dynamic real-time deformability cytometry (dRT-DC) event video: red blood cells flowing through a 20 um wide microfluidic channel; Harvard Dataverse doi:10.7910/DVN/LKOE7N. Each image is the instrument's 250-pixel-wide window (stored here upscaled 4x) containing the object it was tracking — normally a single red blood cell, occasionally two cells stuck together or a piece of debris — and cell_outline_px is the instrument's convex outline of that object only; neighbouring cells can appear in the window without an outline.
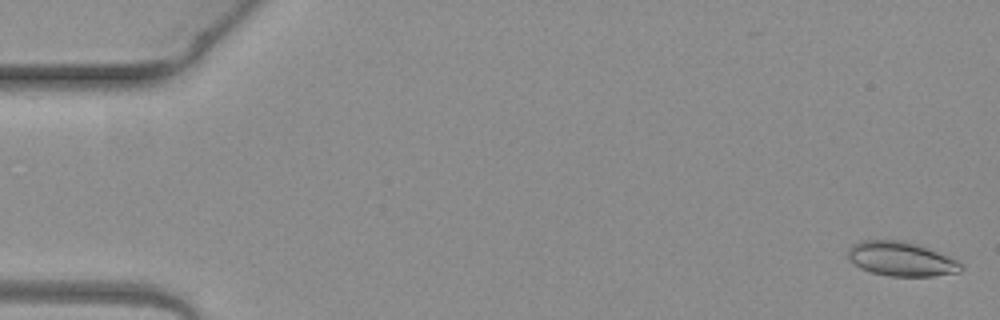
{"species": "common noctule bat (a hibernating species)", "species_latin": "Nyctalus noctula", "temperature_condition": "warm", "stored_images_in_passage": 5, "camera_frame_rate_fps": 3000, "um_per_image_px": 0.085, "animal": {"sex": "female", "body_mass_g": 19.3, "forearm_length_mm": 54.1}, "frame": {"image": 1, "passage_image": 1, "time_ms": 0.0, "image_size_px": [1000, 320], "cell_outline_px": [[964, 268], [960, 272], [932, 276], [888, 276], [872, 272], [860, 268], [848, 260], [848, 248], [852, 244], [860, 240], [900, 240], [916, 244], [956, 260]], "centroid_in_image_um": [76.54, 22.01], "position_along_channel_um": 8.5, "area_um2": 22.43}}